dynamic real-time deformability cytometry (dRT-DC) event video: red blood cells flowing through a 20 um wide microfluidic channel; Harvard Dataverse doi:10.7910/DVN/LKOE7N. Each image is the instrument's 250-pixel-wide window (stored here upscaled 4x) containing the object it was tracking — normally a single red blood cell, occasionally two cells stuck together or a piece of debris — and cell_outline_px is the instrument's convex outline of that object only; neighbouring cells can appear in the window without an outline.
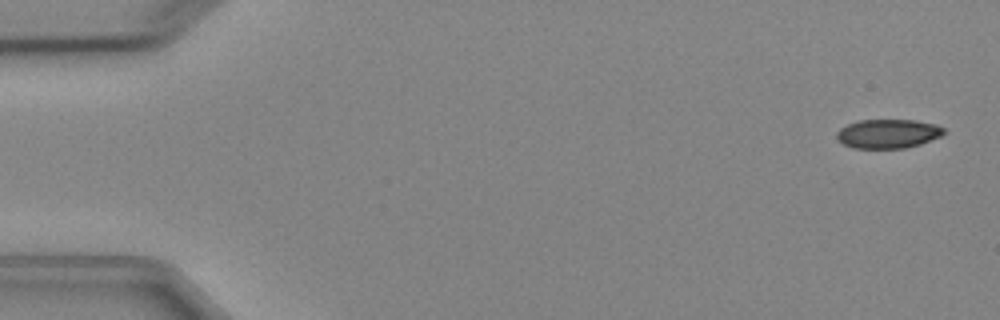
{"species": "Egyptian fruit bat (a non-hibernating species)", "species_latin": "Rousettus aegyptiacus", "temperature_condition": "cold", "stored_images_in_passage": 6, "camera_frame_rate_fps": 3000, "um_per_image_px": 0.085, "animal": {"sex": "female"}, "frame": {"image": 1, "passage_image": 1, "time_ms": 0.0, "image_size_px": [1000, 320], "cell_outline_px": [[948, 132], [940, 136], [920, 144], [904, 148], [852, 148], [836, 140], [836, 132], [840, 128], [848, 124], [860, 120], [916, 120], [936, 124], [944, 128]], "centroid_in_image_um": [75.48, 11.36], "position_along_channel_um": 9.5, "area_um2": 18.26}}
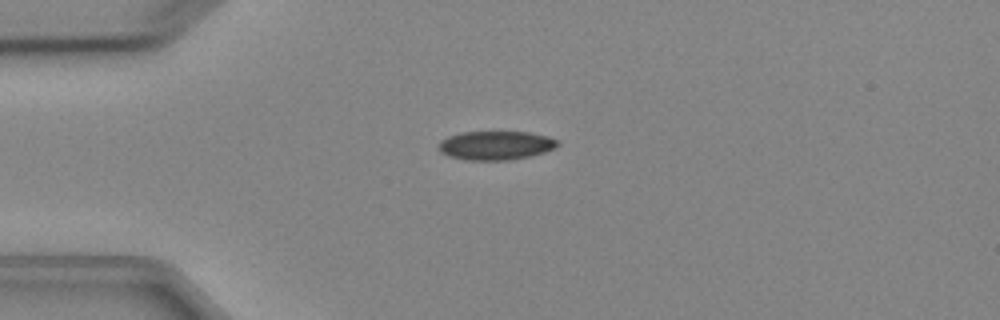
{"frame": {"image": 2, "passage_image": 4, "time_ms": 3.667, "image_size_px": [1000, 320], "cell_outline_px": [[560, 144], [556, 148], [544, 152], [528, 156], [508, 160], [464, 160], [448, 156], [440, 152], [436, 148], [436, 144], [440, 140], [448, 136], [460, 132], [528, 132], [548, 136], [556, 140]], "centroid_in_image_um": [42.07, 12.36], "position_along_channel_um": 42.9, "area_um2": 20.23}}